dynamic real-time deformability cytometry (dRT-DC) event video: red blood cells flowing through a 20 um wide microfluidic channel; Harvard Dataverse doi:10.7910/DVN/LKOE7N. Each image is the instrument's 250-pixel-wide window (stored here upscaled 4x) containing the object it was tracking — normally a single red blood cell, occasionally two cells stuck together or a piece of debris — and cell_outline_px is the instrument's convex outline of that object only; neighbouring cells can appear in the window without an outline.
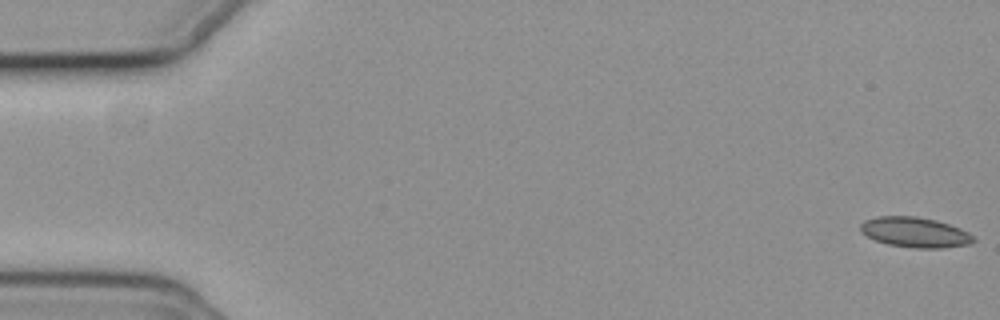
{"species": "common noctule bat (a hibernating species)", "species_latin": "Nyctalus noctula", "temperature_condition": "cold", "stored_images_in_passage": 56, "camera_frame_rate_fps": 3000, "um_per_image_px": 0.085, "animal": {"sex": "female", "body_mass_g": 19.3, "forearm_length_mm": 54.1}, "frame": {"image": 1, "passage_image": 1, "time_ms": 0.0, "image_size_px": [1000, 320], "cell_outline_px": [[976, 240], [968, 244], [944, 248], [916, 248], [888, 244], [876, 240], [860, 232], [860, 224], [864, 220], [876, 216], [916, 216], [936, 220], [960, 228], [968, 232]], "centroid_in_image_um": [77.75, 19.73], "position_along_channel_um": 7.2, "area_um2": 19.83}}
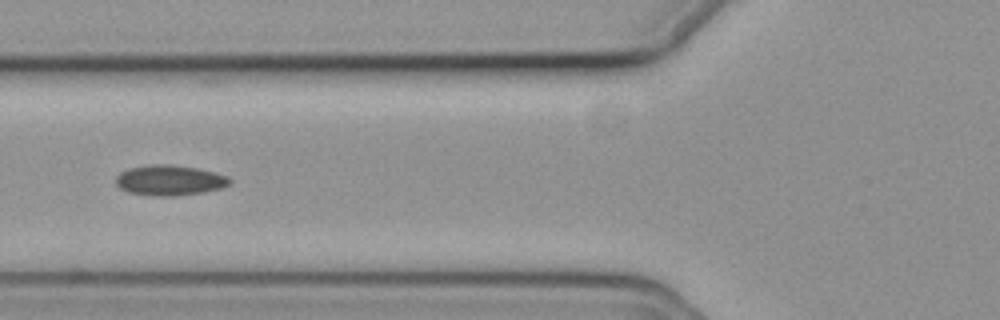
{"frame": {"image": 2, "passage_image": 22, "time_ms": 7.0, "image_size_px": [1000, 320], "cell_outline_px": [[232, 184], [220, 188], [204, 192], [176, 196], [152, 196], [128, 192], [120, 188], [116, 184], [116, 176], [120, 172], [128, 168], [148, 164], [164, 164], [196, 168], [228, 176], [232, 180]], "centroid_in_image_um": [14.4, 15.33], "position_along_channel_um": 111.4, "area_um2": 20.23}}
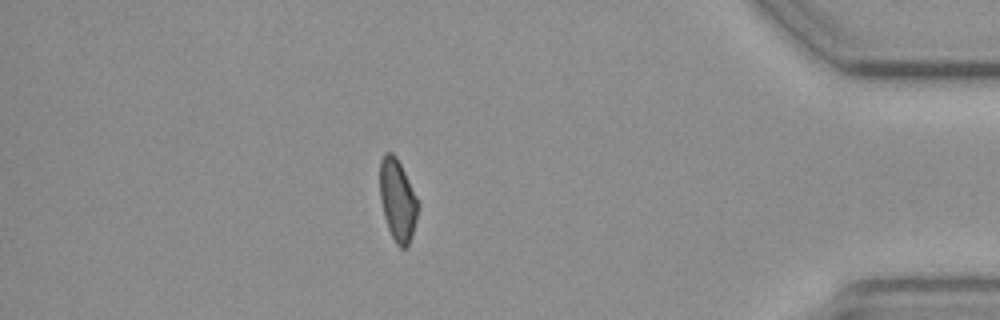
{"frame": {"image": 3, "passage_image": 49, "time_ms": 16.0, "image_size_px": [1000, 320], "cell_outline_px": [[420, 204], [412, 236], [408, 248], [400, 248], [396, 244], [388, 228], [384, 216], [380, 200], [380, 160], [384, 152], [392, 152], [396, 156]], "centroid_in_image_um": [33.79, 17.03], "position_along_channel_um": 401.4, "area_um2": 18.26}}